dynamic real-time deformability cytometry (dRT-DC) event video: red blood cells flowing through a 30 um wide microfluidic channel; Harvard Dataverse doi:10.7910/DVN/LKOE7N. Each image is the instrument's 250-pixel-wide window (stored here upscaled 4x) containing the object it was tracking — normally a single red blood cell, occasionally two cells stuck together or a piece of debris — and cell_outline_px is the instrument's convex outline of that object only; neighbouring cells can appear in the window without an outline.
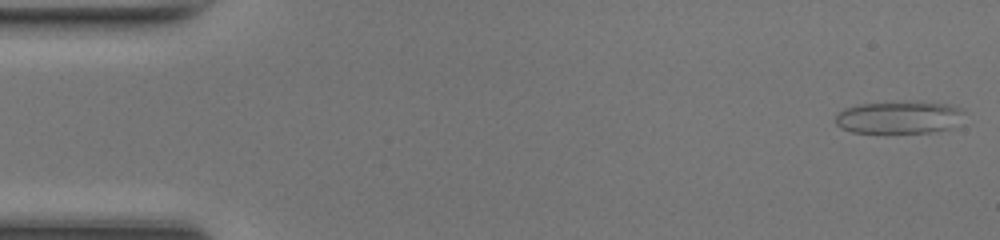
{"species": "common noctule bat (a hibernating species)", "species_latin": "Nyctalus noctula", "temperature_condition": "room temperature", "stored_images_in_passage": 47, "camera_frame_rate_fps": 3000, "um_per_image_px": 0.085, "animal": {"sex": "female", "body_mass_g": 17.0, "forearm_length_mm": 48.0}, "frame": {"image": 1, "passage_image": 1, "time_ms": 0.0, "image_size_px": [1000, 240], "cell_outline_px": [[964, 112], [956, 128], [928, 132], [852, 132], [840, 128], [836, 124], [836, 112], [844, 108], [856, 104], [916, 100], [948, 104], [960, 108]], "centroid_in_image_um": [76.42, 9.95], "position_along_channel_um": 8.6, "area_um2": 24.91}}
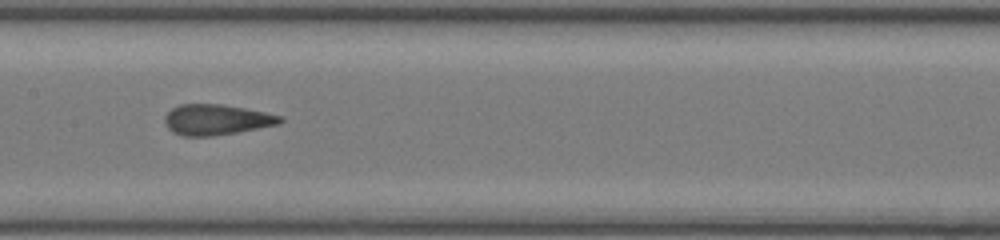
{"frame": {"image": 2, "passage_image": 23, "time_ms": 7.333, "image_size_px": [1000, 240], "cell_outline_px": [[284, 120], [280, 124], [236, 132], [212, 136], [184, 136], [172, 132], [168, 128], [164, 120], [164, 116], [172, 108], [180, 104], [220, 104], [244, 108], [284, 116]], "centroid_in_image_um": [18.4, 10.17], "position_along_channel_um": 189.0, "area_um2": 20.52}}
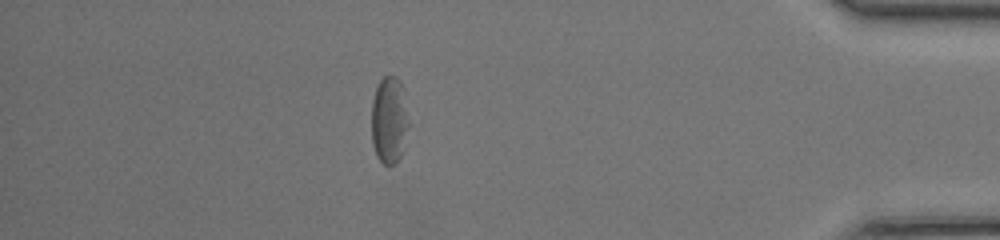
{"frame": {"image": 3, "passage_image": 41, "time_ms": 13.333, "image_size_px": [1000, 240], "cell_outline_px": [[408, 128], [404, 148], [396, 164], [384, 164], [376, 156], [372, 144], [372, 100], [376, 88], [380, 80], [384, 76], [396, 76], [400, 80], [404, 88], [408, 124]], "centroid_in_image_um": [33.09, 10.2], "position_along_channel_um": 402.1, "area_um2": 19.07}, "authors_computed_cell_mechanics": {"area_um2": 20.8658, "velocity_mm_per_s": 4.3371, "shape_relaxation_time_tau1_ms": 11.3246, "shape_relaxation_time_tau2_ms": 1.1468, "deformation_change_tau1": 0.2481, "deformation_change_tau2": 0.0811}}